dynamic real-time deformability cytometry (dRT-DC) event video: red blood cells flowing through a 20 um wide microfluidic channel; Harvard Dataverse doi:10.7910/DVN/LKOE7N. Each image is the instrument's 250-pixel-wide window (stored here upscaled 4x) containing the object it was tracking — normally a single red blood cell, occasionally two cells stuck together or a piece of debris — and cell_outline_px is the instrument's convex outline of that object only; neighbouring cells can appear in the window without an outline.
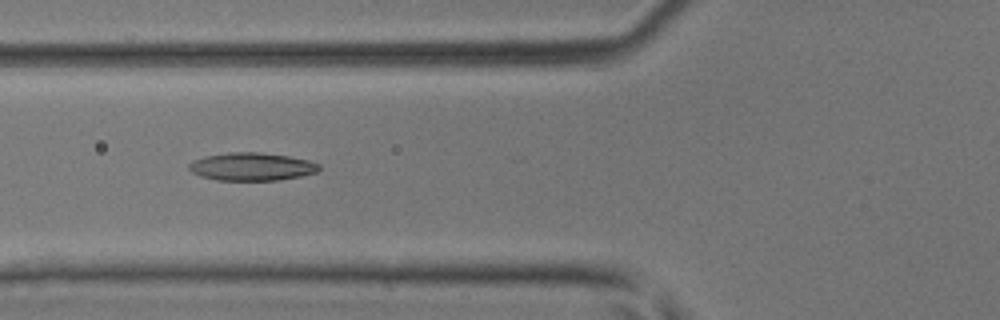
{"species": "common noctule bat (a hibernating species)", "species_latin": "Nyctalus noctula", "temperature_condition": "room temperature", "stored_images_in_passage": 24, "camera_frame_rate_fps": 3000, "um_per_image_px": 0.085, "animal": {"sex": "male", "body_mass_g": 17.9, "forearm_length_mm": 54.2}, "frame": {"image": 1, "passage_image": 17, "time_ms": 5.333, "image_size_px": [1000, 320], "cell_outline_px": [[320, 168], [316, 172], [300, 176], [276, 180], [216, 180], [200, 176], [192, 172], [188, 168], [188, 164], [192, 160], [204, 156], [228, 152], [260, 152], [288, 156], [308, 160], [320, 164]], "centroid_in_image_um": [21.36, 14.15], "position_along_channel_um": 104.4, "area_um2": 21.21}}
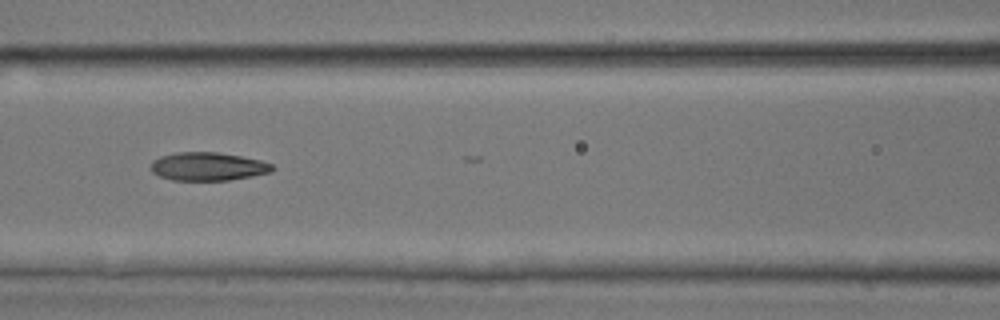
{"frame": {"image": 2, "passage_image": 20, "time_ms": 6.333, "image_size_px": [1000, 320], "cell_outline_px": [[276, 168], [272, 172], [252, 176], [228, 180], [172, 180], [160, 176], [152, 172], [148, 168], [152, 160], [160, 156], [176, 152], [216, 152], [240, 156], [260, 160], [272, 164]], "centroid_in_image_um": [17.65, 14.15], "position_along_channel_um": 149.0, "area_um2": 20.17}}
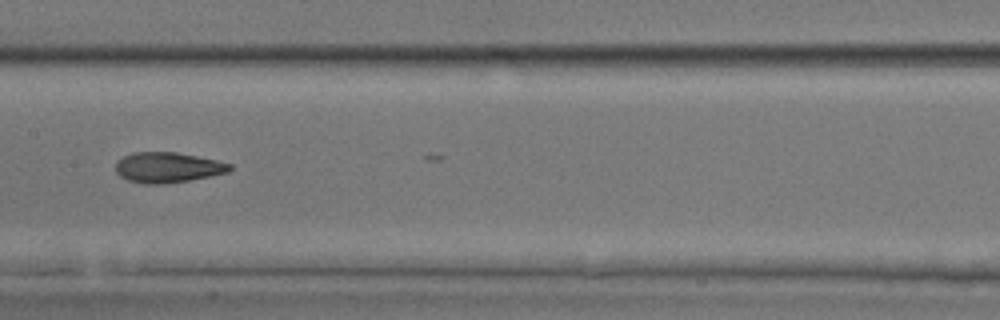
{"frame": {"image": 3, "passage_image": 23, "time_ms": 7.333, "image_size_px": [1000, 320], "cell_outline_px": [[232, 168], [228, 172], [188, 180], [164, 184], [144, 184], [128, 180], [120, 176], [116, 172], [116, 160], [132, 152], [176, 152], [216, 160], [232, 164]], "centroid_in_image_um": [14.22, 14.23], "position_along_channel_um": 193.2, "area_um2": 20.11}}